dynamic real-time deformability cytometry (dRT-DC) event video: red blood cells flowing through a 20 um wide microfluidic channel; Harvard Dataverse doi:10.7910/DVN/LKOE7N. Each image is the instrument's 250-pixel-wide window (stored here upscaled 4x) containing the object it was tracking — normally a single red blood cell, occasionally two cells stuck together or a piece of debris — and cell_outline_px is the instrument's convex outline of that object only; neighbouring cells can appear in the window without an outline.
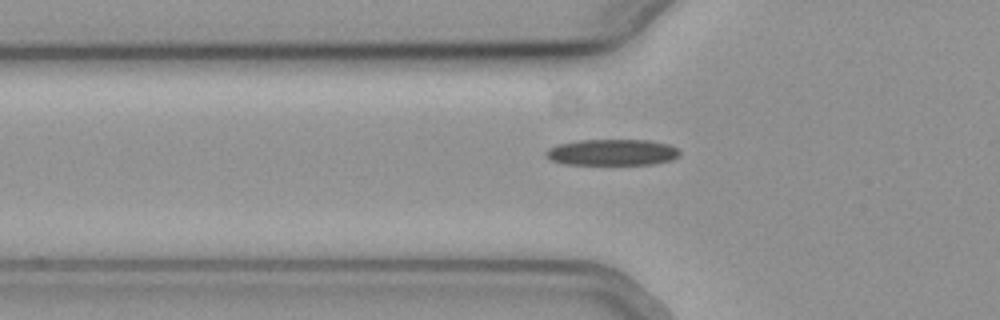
{"species": "common noctule bat (a hibernating species)", "species_latin": "Nyctalus noctula", "temperature_condition": "cold", "stored_images_in_passage": 40, "camera_frame_rate_fps": 3000, "um_per_image_px": 0.085, "animal": {"sex": "female", "body_mass_g": 19.3, "forearm_length_mm": 54.1}, "frame": {"image": 1, "passage_image": 7, "time_ms": 2.0, "image_size_px": [1000, 320], "cell_outline_px": [[680, 152], [672, 160], [652, 164], [564, 164], [552, 160], [544, 156], [544, 152], [548, 148], [556, 144], [580, 140], [648, 140], [668, 144], [676, 148]], "centroid_in_image_um": [51.97, 12.94], "position_along_channel_um": 73.8, "area_um2": 20.4}}
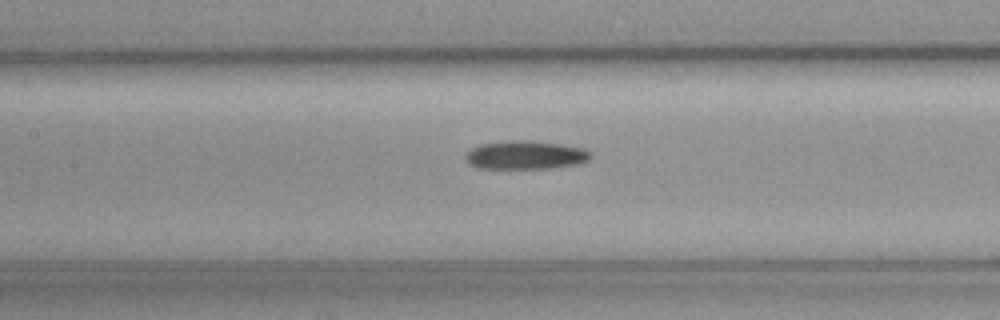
{"frame": {"image": 2, "passage_image": 14, "time_ms": 4.333, "image_size_px": [1000, 320], "cell_outline_px": [[592, 156], [588, 160], [580, 164], [552, 168], [476, 168], [468, 164], [464, 156], [472, 148], [480, 144], [512, 140], [532, 140], [560, 144], [584, 148], [592, 152]], "centroid_in_image_um": [44.69, 13.18], "position_along_channel_um": 162.7, "area_um2": 20.98}}
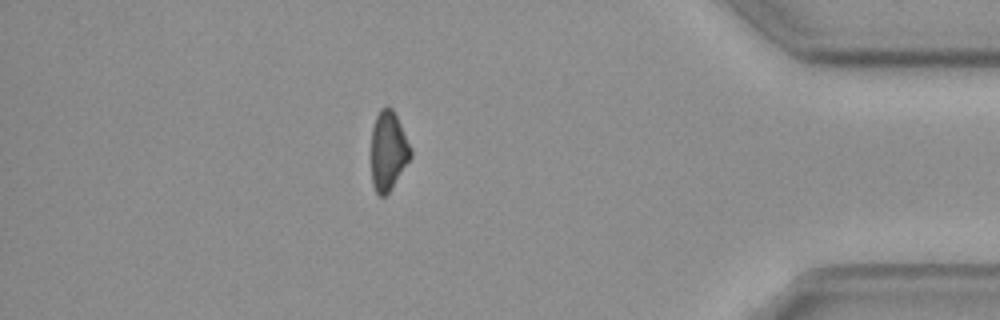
{"frame": {"image": 3, "passage_image": 36, "time_ms": 11.667, "image_size_px": [1000, 320], "cell_outline_px": [[412, 156], [388, 192], [384, 196], [380, 196], [376, 192], [372, 184], [372, 128], [376, 116], [380, 108], [392, 108], [412, 148]], "centroid_in_image_um": [33.0, 12.81], "position_along_channel_um": 402.2, "area_um2": 17.86}}